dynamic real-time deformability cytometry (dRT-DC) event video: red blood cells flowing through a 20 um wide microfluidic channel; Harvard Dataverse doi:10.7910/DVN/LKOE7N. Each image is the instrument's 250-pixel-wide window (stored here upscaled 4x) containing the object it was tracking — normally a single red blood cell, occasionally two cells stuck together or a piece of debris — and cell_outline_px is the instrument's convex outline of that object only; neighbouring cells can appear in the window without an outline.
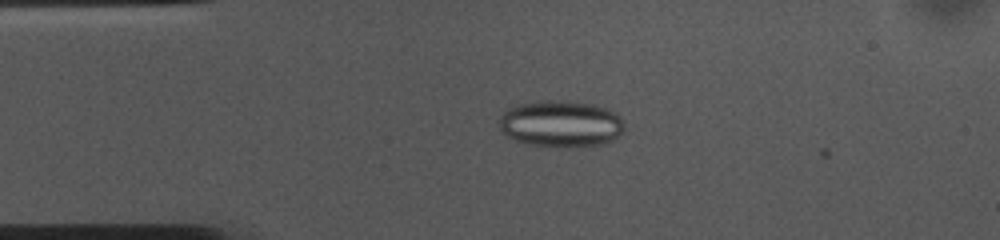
{"species": "common noctule bat (a hibernating species)", "species_latin": "Nyctalus noctula", "temperature_condition": "cold", "stored_images_in_passage": 6, "camera_frame_rate_fps": 3000, "um_per_image_px": 0.085, "animal": {"sex": "female", "body_mass_g": 10.0, "forearm_length_mm": 53.1}, "frame": {"image": 1, "passage_image": 4, "time_ms": 1.0, "image_size_px": [1000, 240], "cell_outline_px": [[628, 128], [620, 136], [604, 144], [584, 148], [568, 148], [524, 144], [508, 136], [500, 128], [500, 116], [508, 108], [516, 104], [544, 100], [560, 100], [596, 104], [608, 108], [616, 112], [620, 116]], "centroid_in_image_um": [47.76, 10.54], "position_along_channel_um": 37.2, "area_um2": 35.03}}